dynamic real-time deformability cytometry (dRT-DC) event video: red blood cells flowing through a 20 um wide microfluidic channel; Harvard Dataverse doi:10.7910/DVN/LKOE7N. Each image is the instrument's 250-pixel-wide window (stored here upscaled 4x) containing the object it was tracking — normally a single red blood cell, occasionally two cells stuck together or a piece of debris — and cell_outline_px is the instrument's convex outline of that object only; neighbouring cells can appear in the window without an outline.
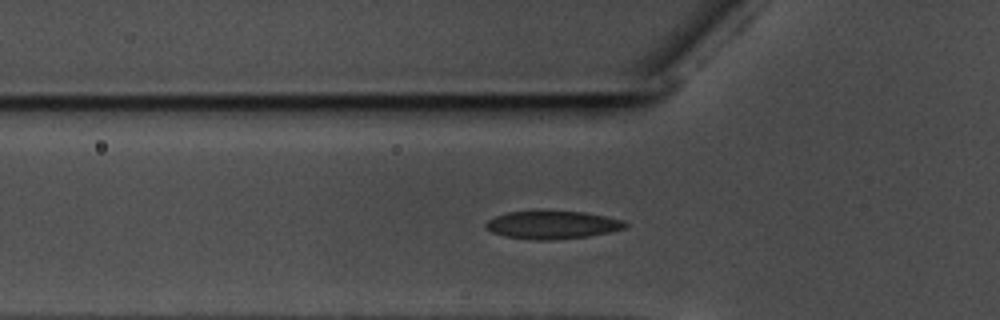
{"species": "common noctule bat (a hibernating species)", "species_latin": "Nyctalus noctula", "temperature_condition": "warm", "stored_images_in_passage": 40, "camera_frame_rate_fps": 3000, "um_per_image_px": 0.085, "animal": {"sex": "male", "body_mass_g": 17.5, "forearm_length_mm": 52.3}, "frame": {"image": 1, "passage_image": 6, "time_ms": 1.667, "image_size_px": [1000, 320], "cell_outline_px": [[628, 224], [624, 228], [608, 232], [588, 236], [552, 240], [532, 240], [504, 236], [492, 232], [484, 224], [488, 220], [496, 216], [508, 212], [584, 212], [624, 220]], "centroid_in_image_um": [46.95, 19.13], "position_along_channel_um": 78.9, "area_um2": 22.31}}
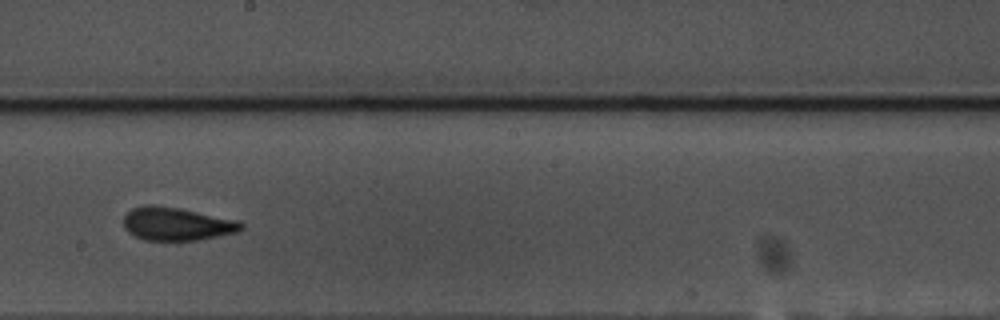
{"frame": {"image": 2, "passage_image": 19, "time_ms": 6.0, "image_size_px": [1000, 320], "cell_outline_px": [[244, 228], [236, 232], [196, 240], [144, 240], [128, 232], [124, 228], [124, 216], [132, 208], [144, 204], [152, 204], [180, 208], [236, 220], [244, 224]], "centroid_in_image_um": [14.98, 19.02], "position_along_channel_um": 233.2, "area_um2": 22.6}}
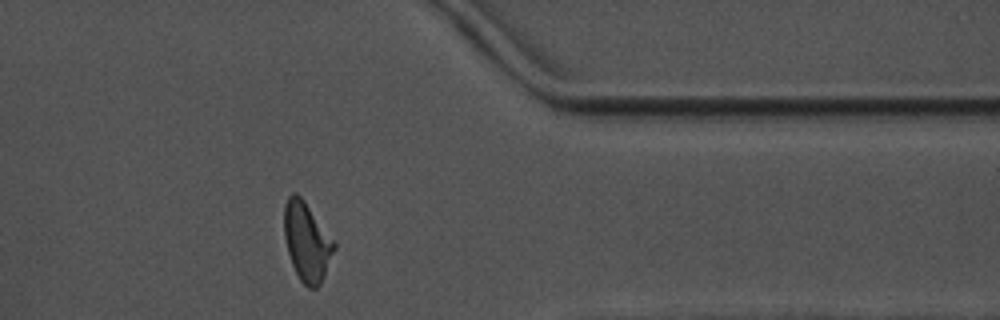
{"frame": {"image": 3, "passage_image": 33, "time_ms": 10.667, "image_size_px": [1000, 320], "cell_outline_px": [[336, 248], [324, 276], [320, 284], [316, 288], [308, 288], [300, 280], [292, 264], [288, 252], [284, 236], [284, 204], [288, 196], [292, 192], [296, 192], [304, 200], [336, 240]], "centroid_in_image_um": [26.1, 20.51], "position_along_channel_um": 385.3, "area_um2": 23.24}}